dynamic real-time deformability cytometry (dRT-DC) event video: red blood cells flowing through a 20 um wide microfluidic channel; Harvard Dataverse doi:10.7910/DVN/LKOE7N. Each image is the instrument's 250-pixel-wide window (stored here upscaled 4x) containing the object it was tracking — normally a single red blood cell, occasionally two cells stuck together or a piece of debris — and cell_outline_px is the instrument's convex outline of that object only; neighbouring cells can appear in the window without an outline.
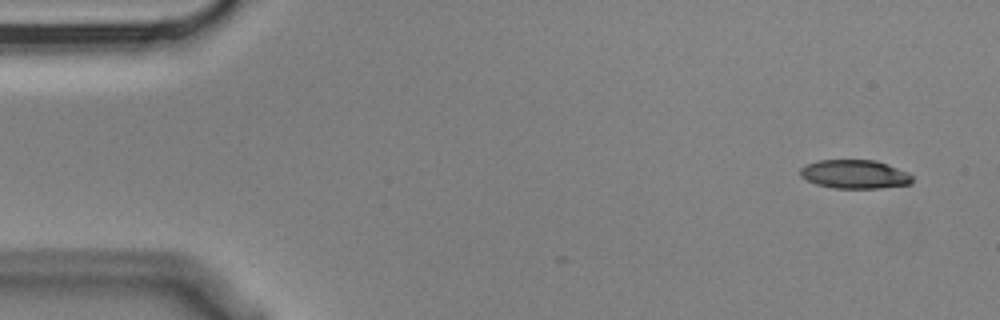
{"species": "Egyptian fruit bat (a non-hibernating species)", "species_latin": "Rousettus aegyptiacus", "temperature_condition": "cold", "stored_images_in_passage": 4, "camera_frame_rate_fps": 3000, "um_per_image_px": 0.085, "animal": {"sex": "male"}, "frame": {"image": 1, "passage_image": 1, "time_ms": 0.0, "image_size_px": [1000, 320], "cell_outline_px": [[912, 184], [880, 188], [836, 188], [816, 184], [800, 176], [800, 168], [804, 164], [816, 160], [876, 160], [908, 172], [912, 176]], "centroid_in_image_um": [72.64, 14.8], "position_along_channel_um": 12.4, "area_um2": 18.84}}
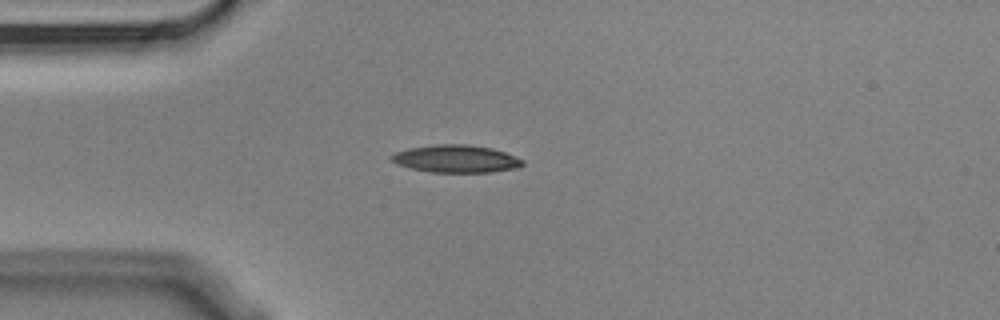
{"frame": {"image": 2, "passage_image": 4, "time_ms": 1.0, "image_size_px": [1000, 320], "cell_outline_px": [[524, 164], [516, 168], [492, 172], [432, 172], [412, 168], [400, 164], [392, 160], [392, 156], [396, 152], [408, 148], [436, 144], [468, 144], [492, 148], [516, 156], [524, 160]], "centroid_in_image_um": [38.83, 13.49], "position_along_channel_um": 46.2, "area_um2": 20.87}}